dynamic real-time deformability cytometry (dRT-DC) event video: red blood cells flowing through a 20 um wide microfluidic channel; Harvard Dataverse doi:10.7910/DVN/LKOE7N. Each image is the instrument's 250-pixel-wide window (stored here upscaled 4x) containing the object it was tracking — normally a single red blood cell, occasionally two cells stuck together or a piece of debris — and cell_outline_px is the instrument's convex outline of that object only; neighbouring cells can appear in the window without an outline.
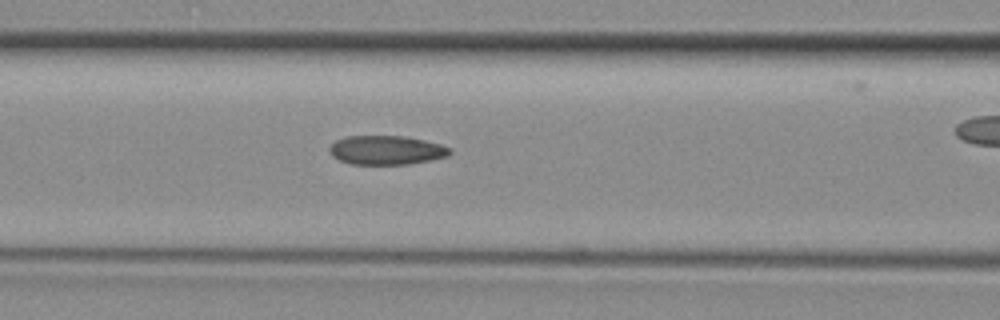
{"species": "common noctule bat (a hibernating species)", "species_latin": "Nyctalus noctula", "temperature_condition": "room temperature", "stored_images_in_passage": 28, "camera_frame_rate_fps": 3000, "um_per_image_px": 0.085, "animal": {"sex": "female", "body_mass_g": 29.2, "forearm_length_mm": 56.3}, "frame": {"image": 1, "passage_image": 10, "time_ms": 3.0, "image_size_px": [1000, 320], "cell_outline_px": [[452, 152], [448, 156], [408, 164], [352, 164], [340, 160], [332, 156], [328, 148], [336, 140], [348, 136], [404, 136], [424, 140], [440, 144], [452, 148]], "centroid_in_image_um": [32.85, 12.76], "position_along_channel_um": 133.8, "area_um2": 20.29}}
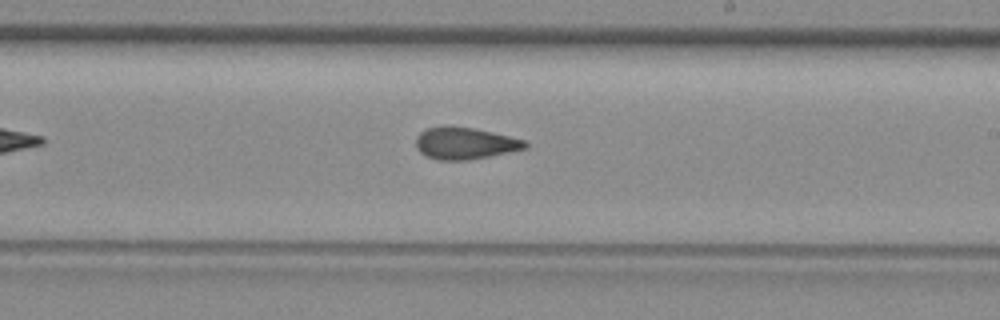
{"frame": {"image": 2, "passage_image": 18, "time_ms": 5.667, "image_size_px": [1000, 320], "cell_outline_px": [[528, 148], [468, 160], [436, 160], [420, 152], [416, 148], [416, 136], [420, 132], [428, 128], [476, 128], [524, 140], [528, 144]], "centroid_in_image_um": [39.53, 12.21], "position_along_channel_um": 249.5, "area_um2": 19.77}}
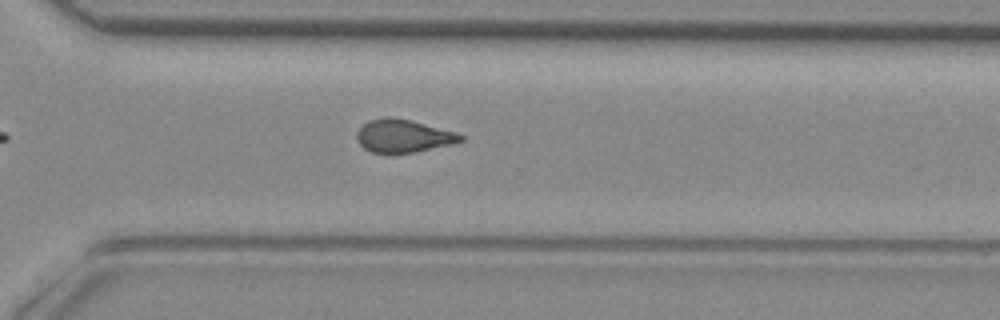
{"frame": {"image": 3, "passage_image": 24, "time_ms": 7.667, "image_size_px": [1000, 320], "cell_outline_px": [[464, 140], [452, 144], [416, 152], [392, 156], [388, 156], [372, 152], [364, 148], [360, 144], [356, 136], [356, 132], [368, 120], [388, 116], [408, 120], [456, 132], [464, 136]], "centroid_in_image_um": [34.25, 11.6], "position_along_channel_um": 336.4, "area_um2": 20.29}}